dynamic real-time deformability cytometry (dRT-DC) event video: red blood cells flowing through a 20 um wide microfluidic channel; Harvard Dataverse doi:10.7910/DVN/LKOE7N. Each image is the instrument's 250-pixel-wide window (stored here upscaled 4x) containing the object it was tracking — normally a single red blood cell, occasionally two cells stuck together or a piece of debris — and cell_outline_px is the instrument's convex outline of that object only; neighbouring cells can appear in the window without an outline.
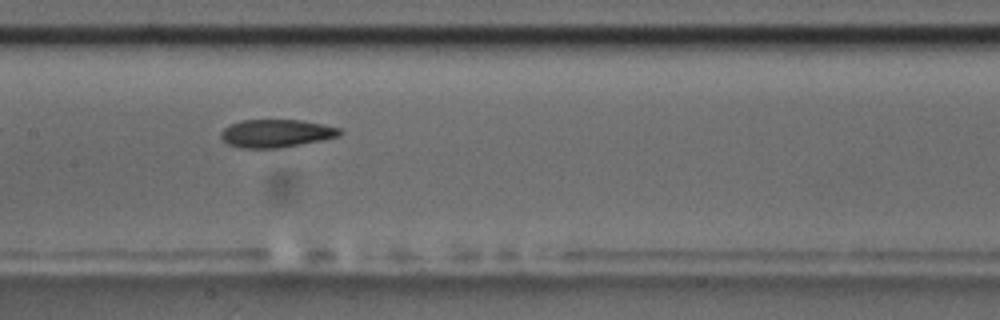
{"species": "common noctule bat (a hibernating species)", "species_latin": "Nyctalus noctula", "temperature_condition": "room temperature", "stored_images_in_passage": 32, "camera_frame_rate_fps": 3000, "um_per_image_px": 0.085, "animal": {"sex": "male", "body_mass_g": 17.5, "forearm_length_mm": 52.3}, "frame": {"image": 1, "passage_image": 10, "time_ms": 3.0, "image_size_px": [1000, 320], "cell_outline_px": [[344, 132], [340, 136], [280, 148], [240, 148], [228, 144], [220, 136], [220, 132], [228, 124], [240, 120], [300, 120], [324, 124], [340, 128]], "centroid_in_image_um": [23.46, 11.33], "position_along_channel_um": 183.9, "area_um2": 19.48}}
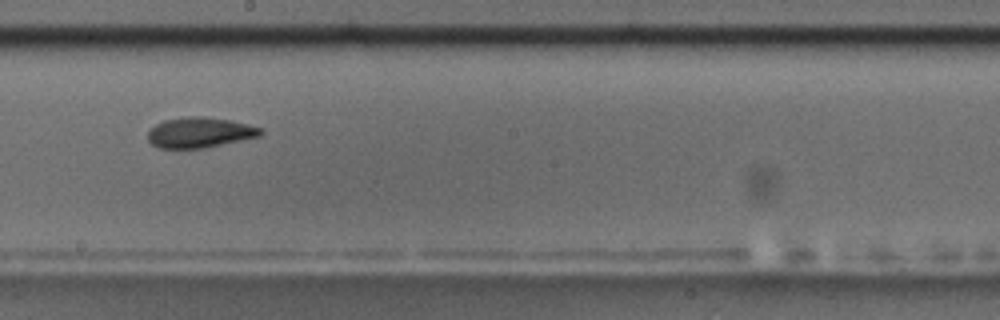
{"frame": {"image": 2, "passage_image": 14, "time_ms": 4.333, "image_size_px": [1000, 320], "cell_outline_px": [[264, 132], [260, 136], [204, 148], [156, 148], [148, 140], [148, 128], [164, 120], [184, 116], [204, 116], [228, 120], [248, 124], [264, 128]], "centroid_in_image_um": [16.96, 11.25], "position_along_channel_um": 231.2, "area_um2": 20.17}}